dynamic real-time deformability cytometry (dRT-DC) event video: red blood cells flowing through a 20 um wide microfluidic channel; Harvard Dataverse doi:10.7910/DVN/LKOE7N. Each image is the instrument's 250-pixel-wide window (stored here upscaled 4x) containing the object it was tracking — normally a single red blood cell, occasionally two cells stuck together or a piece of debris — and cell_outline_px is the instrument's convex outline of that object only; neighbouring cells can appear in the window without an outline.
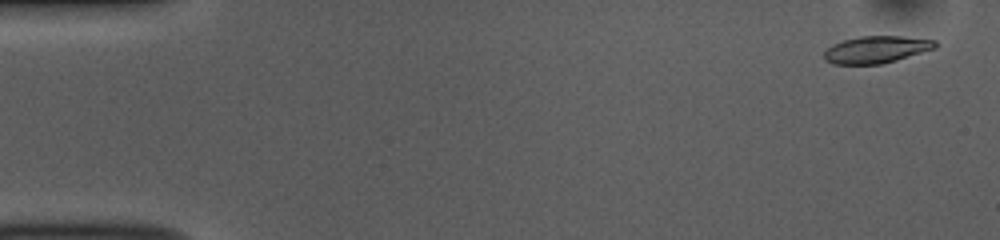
{"species": "common noctule bat (a hibernating species)", "species_latin": "Nyctalus noctula", "temperature_condition": "room temperature", "stored_images_in_passage": 53, "camera_frame_rate_fps": 3000, "um_per_image_px": 0.085, "animal": {"sex": "female", "body_mass_g": 10.0, "forearm_length_mm": 53.1}, "frame": {"image": 1, "passage_image": 2, "time_ms": 0.333, "image_size_px": [1000, 240], "cell_outline_px": [[936, 48], [896, 60], [880, 64], [832, 64], [824, 60], [824, 52], [832, 44], [844, 40], [860, 36], [904, 36], [936, 40]], "centroid_in_image_um": [74.47, 4.21], "position_along_channel_um": 10.5, "area_um2": 17.51}}
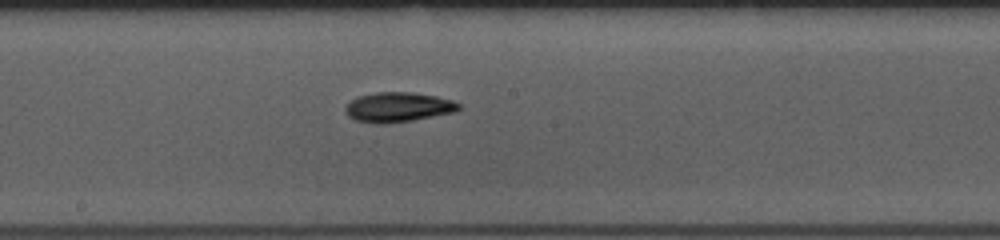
{"frame": {"image": 2, "passage_image": 28, "time_ms": 9.0, "image_size_px": [1000, 240], "cell_outline_px": [[460, 108], [452, 112], [412, 120], [384, 124], [376, 124], [356, 120], [348, 116], [344, 112], [344, 108], [356, 96], [376, 92], [412, 92], [436, 96], [452, 100], [460, 104]], "centroid_in_image_um": [33.79, 9.1], "position_along_channel_um": 214.4, "area_um2": 19.59}}
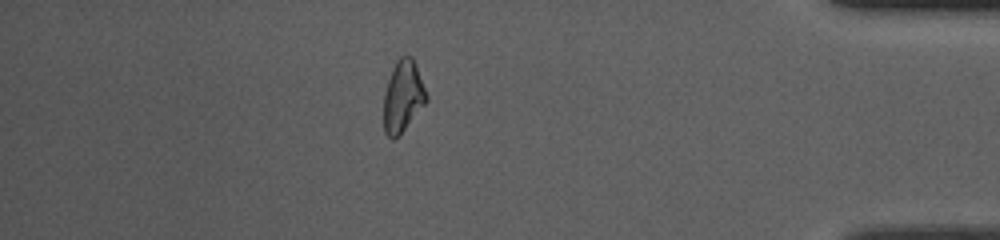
{"frame": {"image": 3, "passage_image": 46, "time_ms": 15.0, "image_size_px": [1000, 240], "cell_outline_px": [[428, 100], [400, 136], [392, 140], [384, 132], [384, 92], [392, 68], [396, 60], [400, 56], [412, 56], [428, 96]], "centroid_in_image_um": [34.24, 8.22], "position_along_channel_um": 401.0, "area_um2": 17.92}, "authors_computed_cell_mechanics": {"area_um2": 18.3804, "velocity_mm_per_s": 3.7714, "shape_relaxation_time_tau1_ms": 2.5247, "shape_relaxation_time_tau2_ms": null, "deformation_change_tau1": 0.1155, "deformation_change_tau2": null}}